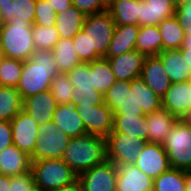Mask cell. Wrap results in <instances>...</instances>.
<instances>
[{"instance_id":"cell-1","label":"cell","mask_w":191,"mask_h":191,"mask_svg":"<svg viewBox=\"0 0 191 191\" xmlns=\"http://www.w3.org/2000/svg\"><path fill=\"white\" fill-rule=\"evenodd\" d=\"M58 73L52 51L36 49L30 59L23 62L21 78L16 86L22 100L50 90L52 79Z\"/></svg>"},{"instance_id":"cell-2","label":"cell","mask_w":191,"mask_h":191,"mask_svg":"<svg viewBox=\"0 0 191 191\" xmlns=\"http://www.w3.org/2000/svg\"><path fill=\"white\" fill-rule=\"evenodd\" d=\"M61 159L79 175L107 160L106 138L89 133L71 138Z\"/></svg>"},{"instance_id":"cell-3","label":"cell","mask_w":191,"mask_h":191,"mask_svg":"<svg viewBox=\"0 0 191 191\" xmlns=\"http://www.w3.org/2000/svg\"><path fill=\"white\" fill-rule=\"evenodd\" d=\"M33 25L30 22L11 20L0 31V55L26 61L36 50L33 44Z\"/></svg>"},{"instance_id":"cell-4","label":"cell","mask_w":191,"mask_h":191,"mask_svg":"<svg viewBox=\"0 0 191 191\" xmlns=\"http://www.w3.org/2000/svg\"><path fill=\"white\" fill-rule=\"evenodd\" d=\"M34 185L42 191H54L73 183L78 175L62 159L32 161Z\"/></svg>"},{"instance_id":"cell-5","label":"cell","mask_w":191,"mask_h":191,"mask_svg":"<svg viewBox=\"0 0 191 191\" xmlns=\"http://www.w3.org/2000/svg\"><path fill=\"white\" fill-rule=\"evenodd\" d=\"M116 24L106 10L86 15L82 31L90 42V62L105 58Z\"/></svg>"},{"instance_id":"cell-6","label":"cell","mask_w":191,"mask_h":191,"mask_svg":"<svg viewBox=\"0 0 191 191\" xmlns=\"http://www.w3.org/2000/svg\"><path fill=\"white\" fill-rule=\"evenodd\" d=\"M162 145L171 168L191 171V123L179 119Z\"/></svg>"},{"instance_id":"cell-7","label":"cell","mask_w":191,"mask_h":191,"mask_svg":"<svg viewBox=\"0 0 191 191\" xmlns=\"http://www.w3.org/2000/svg\"><path fill=\"white\" fill-rule=\"evenodd\" d=\"M71 138L53 121L39 126L36 146L31 161L41 159H61Z\"/></svg>"},{"instance_id":"cell-8","label":"cell","mask_w":191,"mask_h":191,"mask_svg":"<svg viewBox=\"0 0 191 191\" xmlns=\"http://www.w3.org/2000/svg\"><path fill=\"white\" fill-rule=\"evenodd\" d=\"M147 142L128 136V133H110L106 137L107 160L116 166L132 165Z\"/></svg>"},{"instance_id":"cell-9","label":"cell","mask_w":191,"mask_h":191,"mask_svg":"<svg viewBox=\"0 0 191 191\" xmlns=\"http://www.w3.org/2000/svg\"><path fill=\"white\" fill-rule=\"evenodd\" d=\"M75 107L83 120L86 133L106 138L113 127V111L105 104L81 105Z\"/></svg>"},{"instance_id":"cell-10","label":"cell","mask_w":191,"mask_h":191,"mask_svg":"<svg viewBox=\"0 0 191 191\" xmlns=\"http://www.w3.org/2000/svg\"><path fill=\"white\" fill-rule=\"evenodd\" d=\"M117 166L106 160L78 175L84 191H116Z\"/></svg>"},{"instance_id":"cell-11","label":"cell","mask_w":191,"mask_h":191,"mask_svg":"<svg viewBox=\"0 0 191 191\" xmlns=\"http://www.w3.org/2000/svg\"><path fill=\"white\" fill-rule=\"evenodd\" d=\"M13 144L29 156L33 154L38 135V123L23 109L10 121Z\"/></svg>"},{"instance_id":"cell-12","label":"cell","mask_w":191,"mask_h":191,"mask_svg":"<svg viewBox=\"0 0 191 191\" xmlns=\"http://www.w3.org/2000/svg\"><path fill=\"white\" fill-rule=\"evenodd\" d=\"M134 165L153 180L171 168L163 145L149 142L138 154Z\"/></svg>"},{"instance_id":"cell-13","label":"cell","mask_w":191,"mask_h":191,"mask_svg":"<svg viewBox=\"0 0 191 191\" xmlns=\"http://www.w3.org/2000/svg\"><path fill=\"white\" fill-rule=\"evenodd\" d=\"M162 108L185 119L191 110V80L172 83L162 98Z\"/></svg>"},{"instance_id":"cell-14","label":"cell","mask_w":191,"mask_h":191,"mask_svg":"<svg viewBox=\"0 0 191 191\" xmlns=\"http://www.w3.org/2000/svg\"><path fill=\"white\" fill-rule=\"evenodd\" d=\"M140 77L161 98L172 84L158 55L145 57Z\"/></svg>"},{"instance_id":"cell-15","label":"cell","mask_w":191,"mask_h":191,"mask_svg":"<svg viewBox=\"0 0 191 191\" xmlns=\"http://www.w3.org/2000/svg\"><path fill=\"white\" fill-rule=\"evenodd\" d=\"M145 56L136 49L120 56L109 57L107 60L116 80L132 81L140 77Z\"/></svg>"},{"instance_id":"cell-16","label":"cell","mask_w":191,"mask_h":191,"mask_svg":"<svg viewBox=\"0 0 191 191\" xmlns=\"http://www.w3.org/2000/svg\"><path fill=\"white\" fill-rule=\"evenodd\" d=\"M153 181L134 164L117 166L116 191H153Z\"/></svg>"},{"instance_id":"cell-17","label":"cell","mask_w":191,"mask_h":191,"mask_svg":"<svg viewBox=\"0 0 191 191\" xmlns=\"http://www.w3.org/2000/svg\"><path fill=\"white\" fill-rule=\"evenodd\" d=\"M57 103L50 90L29 96L23 100V110L27 112L38 126L52 121Z\"/></svg>"},{"instance_id":"cell-18","label":"cell","mask_w":191,"mask_h":191,"mask_svg":"<svg viewBox=\"0 0 191 191\" xmlns=\"http://www.w3.org/2000/svg\"><path fill=\"white\" fill-rule=\"evenodd\" d=\"M52 121L70 138L86 134L85 125L77 108L72 104L57 105Z\"/></svg>"},{"instance_id":"cell-19","label":"cell","mask_w":191,"mask_h":191,"mask_svg":"<svg viewBox=\"0 0 191 191\" xmlns=\"http://www.w3.org/2000/svg\"><path fill=\"white\" fill-rule=\"evenodd\" d=\"M146 118L148 125L147 142L161 145L179 120L164 108L147 114Z\"/></svg>"},{"instance_id":"cell-20","label":"cell","mask_w":191,"mask_h":191,"mask_svg":"<svg viewBox=\"0 0 191 191\" xmlns=\"http://www.w3.org/2000/svg\"><path fill=\"white\" fill-rule=\"evenodd\" d=\"M176 7L173 0H142L139 12V26L158 25L174 16Z\"/></svg>"},{"instance_id":"cell-21","label":"cell","mask_w":191,"mask_h":191,"mask_svg":"<svg viewBox=\"0 0 191 191\" xmlns=\"http://www.w3.org/2000/svg\"><path fill=\"white\" fill-rule=\"evenodd\" d=\"M31 157L12 144L0 151V169L3 175L15 176L31 171Z\"/></svg>"},{"instance_id":"cell-22","label":"cell","mask_w":191,"mask_h":191,"mask_svg":"<svg viewBox=\"0 0 191 191\" xmlns=\"http://www.w3.org/2000/svg\"><path fill=\"white\" fill-rule=\"evenodd\" d=\"M171 83L191 80V67L180 50H163L158 54Z\"/></svg>"},{"instance_id":"cell-23","label":"cell","mask_w":191,"mask_h":191,"mask_svg":"<svg viewBox=\"0 0 191 191\" xmlns=\"http://www.w3.org/2000/svg\"><path fill=\"white\" fill-rule=\"evenodd\" d=\"M139 25H116L105 59L135 50Z\"/></svg>"},{"instance_id":"cell-24","label":"cell","mask_w":191,"mask_h":191,"mask_svg":"<svg viewBox=\"0 0 191 191\" xmlns=\"http://www.w3.org/2000/svg\"><path fill=\"white\" fill-rule=\"evenodd\" d=\"M86 15L74 5L56 14L55 27L59 38L73 39L82 30Z\"/></svg>"},{"instance_id":"cell-25","label":"cell","mask_w":191,"mask_h":191,"mask_svg":"<svg viewBox=\"0 0 191 191\" xmlns=\"http://www.w3.org/2000/svg\"><path fill=\"white\" fill-rule=\"evenodd\" d=\"M110 133H128V136L143 139L147 142L146 115H113V127Z\"/></svg>"},{"instance_id":"cell-26","label":"cell","mask_w":191,"mask_h":191,"mask_svg":"<svg viewBox=\"0 0 191 191\" xmlns=\"http://www.w3.org/2000/svg\"><path fill=\"white\" fill-rule=\"evenodd\" d=\"M0 11L6 23L17 19L33 25L36 0H0Z\"/></svg>"},{"instance_id":"cell-27","label":"cell","mask_w":191,"mask_h":191,"mask_svg":"<svg viewBox=\"0 0 191 191\" xmlns=\"http://www.w3.org/2000/svg\"><path fill=\"white\" fill-rule=\"evenodd\" d=\"M142 0H114L107 11L116 25H139V12Z\"/></svg>"},{"instance_id":"cell-28","label":"cell","mask_w":191,"mask_h":191,"mask_svg":"<svg viewBox=\"0 0 191 191\" xmlns=\"http://www.w3.org/2000/svg\"><path fill=\"white\" fill-rule=\"evenodd\" d=\"M135 49L145 57L162 52V38L157 25L140 26Z\"/></svg>"},{"instance_id":"cell-29","label":"cell","mask_w":191,"mask_h":191,"mask_svg":"<svg viewBox=\"0 0 191 191\" xmlns=\"http://www.w3.org/2000/svg\"><path fill=\"white\" fill-rule=\"evenodd\" d=\"M133 100L145 115L162 108V98L157 96L141 77L133 79Z\"/></svg>"},{"instance_id":"cell-30","label":"cell","mask_w":191,"mask_h":191,"mask_svg":"<svg viewBox=\"0 0 191 191\" xmlns=\"http://www.w3.org/2000/svg\"><path fill=\"white\" fill-rule=\"evenodd\" d=\"M163 50H179L185 38L184 28L174 16L161 21L158 25Z\"/></svg>"},{"instance_id":"cell-31","label":"cell","mask_w":191,"mask_h":191,"mask_svg":"<svg viewBox=\"0 0 191 191\" xmlns=\"http://www.w3.org/2000/svg\"><path fill=\"white\" fill-rule=\"evenodd\" d=\"M59 72L68 73L81 64L72 39L60 38L52 49Z\"/></svg>"},{"instance_id":"cell-32","label":"cell","mask_w":191,"mask_h":191,"mask_svg":"<svg viewBox=\"0 0 191 191\" xmlns=\"http://www.w3.org/2000/svg\"><path fill=\"white\" fill-rule=\"evenodd\" d=\"M90 74L92 75V87L103 95L117 81L109 61L105 58L90 62Z\"/></svg>"},{"instance_id":"cell-33","label":"cell","mask_w":191,"mask_h":191,"mask_svg":"<svg viewBox=\"0 0 191 191\" xmlns=\"http://www.w3.org/2000/svg\"><path fill=\"white\" fill-rule=\"evenodd\" d=\"M23 109V100L14 87L0 86V120L10 122Z\"/></svg>"},{"instance_id":"cell-34","label":"cell","mask_w":191,"mask_h":191,"mask_svg":"<svg viewBox=\"0 0 191 191\" xmlns=\"http://www.w3.org/2000/svg\"><path fill=\"white\" fill-rule=\"evenodd\" d=\"M153 191H186L185 171L170 168L153 181Z\"/></svg>"},{"instance_id":"cell-35","label":"cell","mask_w":191,"mask_h":191,"mask_svg":"<svg viewBox=\"0 0 191 191\" xmlns=\"http://www.w3.org/2000/svg\"><path fill=\"white\" fill-rule=\"evenodd\" d=\"M23 61L0 55V86L14 87L21 78Z\"/></svg>"},{"instance_id":"cell-36","label":"cell","mask_w":191,"mask_h":191,"mask_svg":"<svg viewBox=\"0 0 191 191\" xmlns=\"http://www.w3.org/2000/svg\"><path fill=\"white\" fill-rule=\"evenodd\" d=\"M73 85L69 79L68 73L59 72L52 79L50 92L53 95L57 105L71 104Z\"/></svg>"},{"instance_id":"cell-37","label":"cell","mask_w":191,"mask_h":191,"mask_svg":"<svg viewBox=\"0 0 191 191\" xmlns=\"http://www.w3.org/2000/svg\"><path fill=\"white\" fill-rule=\"evenodd\" d=\"M32 34L34 47L40 50L52 51L60 39L55 26L33 25Z\"/></svg>"},{"instance_id":"cell-38","label":"cell","mask_w":191,"mask_h":191,"mask_svg":"<svg viewBox=\"0 0 191 191\" xmlns=\"http://www.w3.org/2000/svg\"><path fill=\"white\" fill-rule=\"evenodd\" d=\"M69 79L74 89L80 91H92V75L90 74V63H81L68 72Z\"/></svg>"},{"instance_id":"cell-39","label":"cell","mask_w":191,"mask_h":191,"mask_svg":"<svg viewBox=\"0 0 191 191\" xmlns=\"http://www.w3.org/2000/svg\"><path fill=\"white\" fill-rule=\"evenodd\" d=\"M56 13L47 0H36V12L33 25L55 26Z\"/></svg>"},{"instance_id":"cell-40","label":"cell","mask_w":191,"mask_h":191,"mask_svg":"<svg viewBox=\"0 0 191 191\" xmlns=\"http://www.w3.org/2000/svg\"><path fill=\"white\" fill-rule=\"evenodd\" d=\"M114 115H145L140 106L133 100V80L125 81V98L114 112Z\"/></svg>"},{"instance_id":"cell-41","label":"cell","mask_w":191,"mask_h":191,"mask_svg":"<svg viewBox=\"0 0 191 191\" xmlns=\"http://www.w3.org/2000/svg\"><path fill=\"white\" fill-rule=\"evenodd\" d=\"M124 98L125 81L117 80L104 94V103L110 108L111 111L114 112L118 107L121 106Z\"/></svg>"},{"instance_id":"cell-42","label":"cell","mask_w":191,"mask_h":191,"mask_svg":"<svg viewBox=\"0 0 191 191\" xmlns=\"http://www.w3.org/2000/svg\"><path fill=\"white\" fill-rule=\"evenodd\" d=\"M81 103V105H101L104 103V95L92 89V91H80L73 88L71 104L76 105Z\"/></svg>"},{"instance_id":"cell-43","label":"cell","mask_w":191,"mask_h":191,"mask_svg":"<svg viewBox=\"0 0 191 191\" xmlns=\"http://www.w3.org/2000/svg\"><path fill=\"white\" fill-rule=\"evenodd\" d=\"M72 40L81 63H90V42L88 36L81 30Z\"/></svg>"},{"instance_id":"cell-44","label":"cell","mask_w":191,"mask_h":191,"mask_svg":"<svg viewBox=\"0 0 191 191\" xmlns=\"http://www.w3.org/2000/svg\"><path fill=\"white\" fill-rule=\"evenodd\" d=\"M34 186V177L31 171L10 176V191H30Z\"/></svg>"},{"instance_id":"cell-45","label":"cell","mask_w":191,"mask_h":191,"mask_svg":"<svg viewBox=\"0 0 191 191\" xmlns=\"http://www.w3.org/2000/svg\"><path fill=\"white\" fill-rule=\"evenodd\" d=\"M72 4L85 15L101 13L107 10L101 0H72Z\"/></svg>"},{"instance_id":"cell-46","label":"cell","mask_w":191,"mask_h":191,"mask_svg":"<svg viewBox=\"0 0 191 191\" xmlns=\"http://www.w3.org/2000/svg\"><path fill=\"white\" fill-rule=\"evenodd\" d=\"M175 17L184 28V34L191 33V2L176 8Z\"/></svg>"},{"instance_id":"cell-47","label":"cell","mask_w":191,"mask_h":191,"mask_svg":"<svg viewBox=\"0 0 191 191\" xmlns=\"http://www.w3.org/2000/svg\"><path fill=\"white\" fill-rule=\"evenodd\" d=\"M12 144L13 138L10 122L0 120V151Z\"/></svg>"},{"instance_id":"cell-48","label":"cell","mask_w":191,"mask_h":191,"mask_svg":"<svg viewBox=\"0 0 191 191\" xmlns=\"http://www.w3.org/2000/svg\"><path fill=\"white\" fill-rule=\"evenodd\" d=\"M50 2V5L54 8L56 14L64 11L65 9L72 6V0H47Z\"/></svg>"},{"instance_id":"cell-49","label":"cell","mask_w":191,"mask_h":191,"mask_svg":"<svg viewBox=\"0 0 191 191\" xmlns=\"http://www.w3.org/2000/svg\"><path fill=\"white\" fill-rule=\"evenodd\" d=\"M54 191H84L82 183L76 179L73 183Z\"/></svg>"},{"instance_id":"cell-50","label":"cell","mask_w":191,"mask_h":191,"mask_svg":"<svg viewBox=\"0 0 191 191\" xmlns=\"http://www.w3.org/2000/svg\"><path fill=\"white\" fill-rule=\"evenodd\" d=\"M0 191H10V176L2 175L0 177Z\"/></svg>"},{"instance_id":"cell-51","label":"cell","mask_w":191,"mask_h":191,"mask_svg":"<svg viewBox=\"0 0 191 191\" xmlns=\"http://www.w3.org/2000/svg\"><path fill=\"white\" fill-rule=\"evenodd\" d=\"M179 50L181 52H191V33L185 34L182 47Z\"/></svg>"},{"instance_id":"cell-52","label":"cell","mask_w":191,"mask_h":191,"mask_svg":"<svg viewBox=\"0 0 191 191\" xmlns=\"http://www.w3.org/2000/svg\"><path fill=\"white\" fill-rule=\"evenodd\" d=\"M185 189L191 191V171H185Z\"/></svg>"},{"instance_id":"cell-53","label":"cell","mask_w":191,"mask_h":191,"mask_svg":"<svg viewBox=\"0 0 191 191\" xmlns=\"http://www.w3.org/2000/svg\"><path fill=\"white\" fill-rule=\"evenodd\" d=\"M173 2H174L175 7L177 8L181 5L188 4L189 2H191V0H173Z\"/></svg>"},{"instance_id":"cell-54","label":"cell","mask_w":191,"mask_h":191,"mask_svg":"<svg viewBox=\"0 0 191 191\" xmlns=\"http://www.w3.org/2000/svg\"><path fill=\"white\" fill-rule=\"evenodd\" d=\"M182 55L184 57H187L188 65L191 67V52H182ZM190 74H191V71H190Z\"/></svg>"},{"instance_id":"cell-55","label":"cell","mask_w":191,"mask_h":191,"mask_svg":"<svg viewBox=\"0 0 191 191\" xmlns=\"http://www.w3.org/2000/svg\"><path fill=\"white\" fill-rule=\"evenodd\" d=\"M5 20L3 18L2 12L0 11V31L3 29L4 25H5Z\"/></svg>"},{"instance_id":"cell-56","label":"cell","mask_w":191,"mask_h":191,"mask_svg":"<svg viewBox=\"0 0 191 191\" xmlns=\"http://www.w3.org/2000/svg\"><path fill=\"white\" fill-rule=\"evenodd\" d=\"M102 1V3L106 6V7H108L114 0H101Z\"/></svg>"},{"instance_id":"cell-57","label":"cell","mask_w":191,"mask_h":191,"mask_svg":"<svg viewBox=\"0 0 191 191\" xmlns=\"http://www.w3.org/2000/svg\"><path fill=\"white\" fill-rule=\"evenodd\" d=\"M185 120H186L188 123H191V110H190L189 114L185 117Z\"/></svg>"},{"instance_id":"cell-58","label":"cell","mask_w":191,"mask_h":191,"mask_svg":"<svg viewBox=\"0 0 191 191\" xmlns=\"http://www.w3.org/2000/svg\"><path fill=\"white\" fill-rule=\"evenodd\" d=\"M30 191H42L39 187L34 186Z\"/></svg>"}]
</instances>
